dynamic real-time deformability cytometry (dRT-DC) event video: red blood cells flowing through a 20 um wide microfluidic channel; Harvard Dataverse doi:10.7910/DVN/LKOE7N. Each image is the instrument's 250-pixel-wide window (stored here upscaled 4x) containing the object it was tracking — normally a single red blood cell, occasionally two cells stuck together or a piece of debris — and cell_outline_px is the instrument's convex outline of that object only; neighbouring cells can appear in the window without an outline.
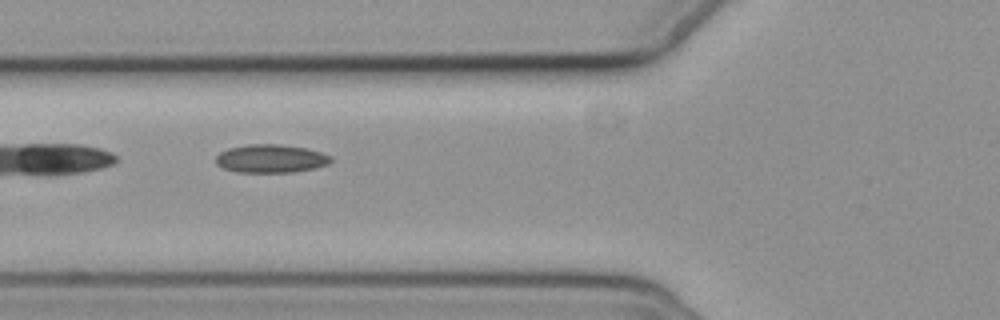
{"species": "common noctule bat (a hibernating species)", "species_latin": "Nyctalus noctula", "temperature_condition": "cold", "stored_images_in_passage": 9, "camera_frame_rate_fps": 3000, "um_per_image_px": 0.085, "animal": {"sex": "female", "body_mass_g": 19.3, "forearm_length_mm": 54.1}, "frame": {"image": 1, "passage_image": 6, "time_ms": 6.667, "image_size_px": [1000, 320], "cell_outline_px": [[332, 160], [328, 164], [316, 168], [292, 172], [236, 172], [224, 168], [216, 164], [216, 156], [220, 152], [228, 148], [248, 144], [280, 144], [308, 148], [332, 156]], "centroid_in_image_um": [23.03, 13.47], "position_along_channel_um": 102.8, "area_um2": 19.07}}
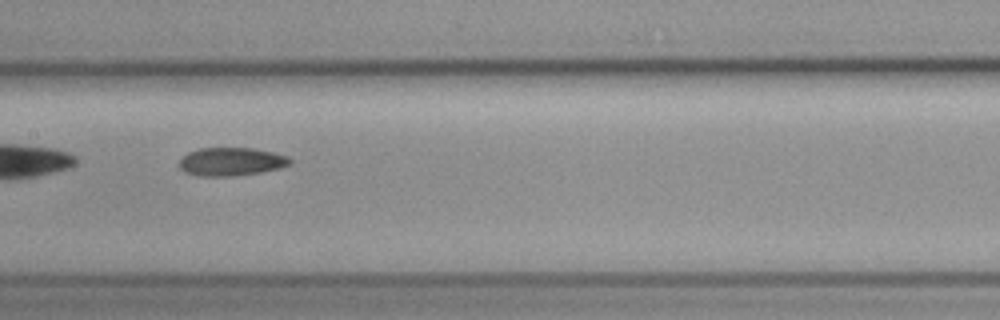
{"frame": {"image": 2, "passage_image": 8, "time_ms": 9.0, "image_size_px": [1000, 320], "cell_outline_px": [[292, 164], [280, 168], [260, 172], [232, 176], [200, 176], [184, 172], [180, 168], [180, 160], [188, 152], [200, 148], [252, 148], [272, 152], [288, 156], [292, 160]], "centroid_in_image_um": [19.67, 13.74], "position_along_channel_um": 187.7, "area_um2": 18.21}}